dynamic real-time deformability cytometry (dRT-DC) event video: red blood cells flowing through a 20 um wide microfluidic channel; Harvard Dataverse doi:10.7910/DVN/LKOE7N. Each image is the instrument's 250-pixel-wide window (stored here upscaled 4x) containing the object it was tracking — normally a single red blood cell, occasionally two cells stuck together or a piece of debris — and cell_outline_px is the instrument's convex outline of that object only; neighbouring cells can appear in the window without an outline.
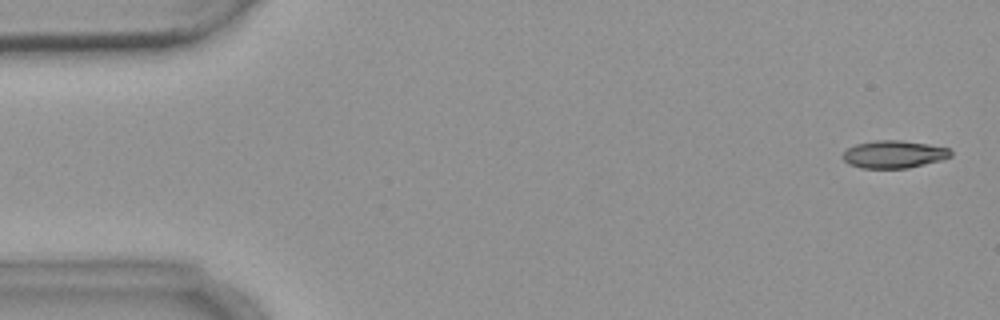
{"species": "common noctule bat (a hibernating species)", "species_latin": "Nyctalus noctula", "temperature_condition": "warm", "stored_images_in_passage": 4, "camera_frame_rate_fps": 3000, "um_per_image_px": 0.085, "animal": {"sex": "female", "body_mass_g": 18.4}, "frame": {"image": 1, "passage_image": 1, "time_ms": 0.0, "image_size_px": [1000, 320], "cell_outline_px": [[952, 156], [940, 160], [908, 168], [860, 168], [848, 164], [844, 160], [844, 152], [848, 148], [856, 144], [876, 140], [900, 140], [928, 144], [948, 148], [952, 152]], "centroid_in_image_um": [75.98, 13.11], "position_along_channel_um": 9.0, "area_um2": 17.22}}